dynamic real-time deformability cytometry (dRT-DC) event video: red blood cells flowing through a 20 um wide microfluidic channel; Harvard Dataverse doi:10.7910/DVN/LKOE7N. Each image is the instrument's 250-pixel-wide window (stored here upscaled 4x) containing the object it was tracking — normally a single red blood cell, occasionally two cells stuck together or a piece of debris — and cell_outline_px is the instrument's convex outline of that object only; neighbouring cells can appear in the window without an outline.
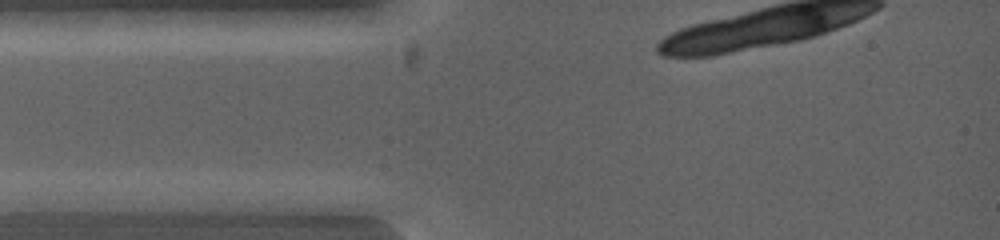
{"species": "common noctule bat (a hibernating species)", "species_latin": "Nyctalus noctula", "temperature_condition": "warm", "stored_images_in_passage": 5, "camera_frame_rate_fps": 5000, "um_per_image_px": 0.085, "animal": {"sex": "female", "body_mass_g": 19.0, "forearm_length_mm": 53.3}, "frame": {"image": 1, "passage_image": 3, "time_ms": 0.4, "image_size_px": [1000, 240], "cell_outline_px": [[248, 200], [240, 208], [144, 208], [112, 200], [136, 192], [228, 192]], "centroid_in_image_um": [15.58, 17.0], "position_along_channel_um": 69.4, "area_um2": 13.29}}